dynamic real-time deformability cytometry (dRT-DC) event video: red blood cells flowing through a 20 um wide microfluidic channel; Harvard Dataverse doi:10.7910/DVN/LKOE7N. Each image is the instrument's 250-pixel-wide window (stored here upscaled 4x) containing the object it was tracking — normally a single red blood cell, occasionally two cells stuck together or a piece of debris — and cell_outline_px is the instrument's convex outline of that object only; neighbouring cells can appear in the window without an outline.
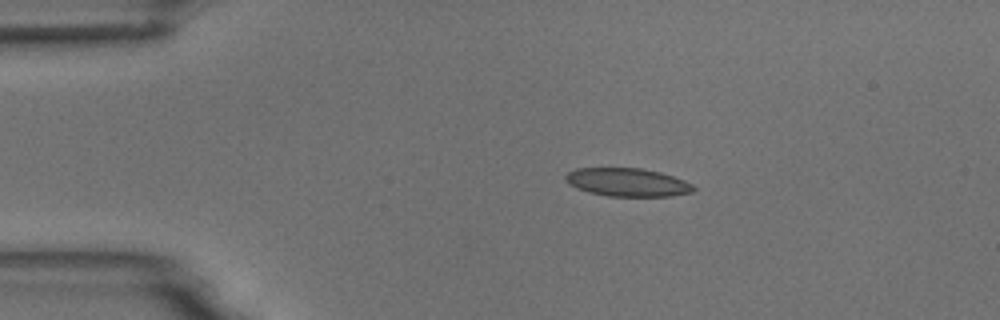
{"species": "common noctule bat (a hibernating species)", "species_latin": "Nyctalus noctula", "temperature_condition": "room temperature", "stored_images_in_passage": 3, "camera_frame_rate_fps": 3000, "um_per_image_px": 0.085, "animal": {"sex": "male", "body_mass_g": 18.8}, "frame": {"image": 1, "passage_image": 1, "time_ms": 0.0, "image_size_px": [1000, 320], "cell_outline_px": [[696, 188], [692, 192], [672, 196], [608, 196], [588, 192], [576, 188], [568, 184], [564, 180], [564, 176], [568, 172], [576, 168], [640, 168], [660, 172], [684, 180], [692, 184]], "centroid_in_image_um": [53.3, 15.49], "position_along_channel_um": 31.7, "area_um2": 21.15}}
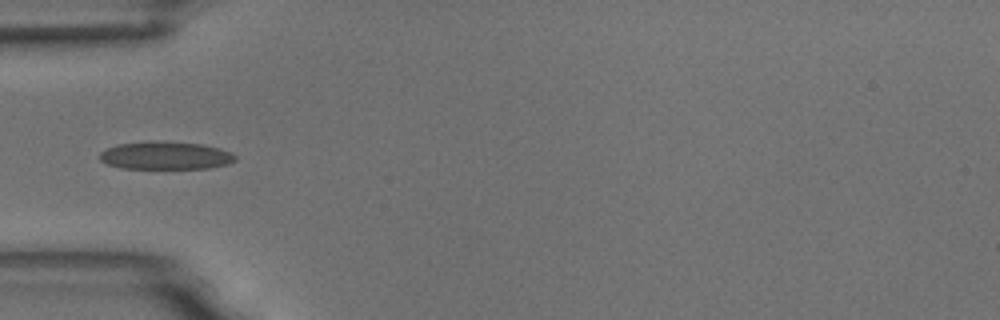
{"frame": {"image": 2, "passage_image": 3, "time_ms": 2.333, "image_size_px": [1000, 320], "cell_outline_px": [[236, 160], [228, 164], [208, 168], [120, 168], [108, 164], [100, 160], [100, 152], [116, 144], [152, 140], [200, 144], [220, 148], [232, 152], [236, 156]], "centroid_in_image_um": [14.07, 13.21], "position_along_channel_um": 70.9, "area_um2": 22.08}}